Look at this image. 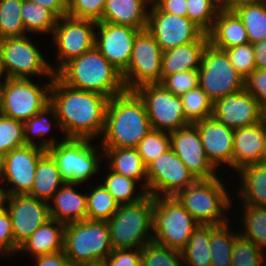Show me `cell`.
I'll use <instances>...</instances> for the list:
<instances>
[{
    "label": "cell",
    "mask_w": 266,
    "mask_h": 266,
    "mask_svg": "<svg viewBox=\"0 0 266 266\" xmlns=\"http://www.w3.org/2000/svg\"><path fill=\"white\" fill-rule=\"evenodd\" d=\"M112 251L106 221L86 219L65 226L64 253L74 266L102 262Z\"/></svg>",
    "instance_id": "cell-5"
},
{
    "label": "cell",
    "mask_w": 266,
    "mask_h": 266,
    "mask_svg": "<svg viewBox=\"0 0 266 266\" xmlns=\"http://www.w3.org/2000/svg\"><path fill=\"white\" fill-rule=\"evenodd\" d=\"M64 183L56 161L46 151L37 162L34 184L27 195L47 202L53 199L55 193L60 189V185Z\"/></svg>",
    "instance_id": "cell-29"
},
{
    "label": "cell",
    "mask_w": 266,
    "mask_h": 266,
    "mask_svg": "<svg viewBox=\"0 0 266 266\" xmlns=\"http://www.w3.org/2000/svg\"><path fill=\"white\" fill-rule=\"evenodd\" d=\"M223 185L217 176L197 179L174 197L199 224L220 226L228 223L222 211L230 208L231 204V198Z\"/></svg>",
    "instance_id": "cell-6"
},
{
    "label": "cell",
    "mask_w": 266,
    "mask_h": 266,
    "mask_svg": "<svg viewBox=\"0 0 266 266\" xmlns=\"http://www.w3.org/2000/svg\"><path fill=\"white\" fill-rule=\"evenodd\" d=\"M65 226L54 219L48 220L19 246V250L30 252L34 258L64 251Z\"/></svg>",
    "instance_id": "cell-28"
},
{
    "label": "cell",
    "mask_w": 266,
    "mask_h": 266,
    "mask_svg": "<svg viewBox=\"0 0 266 266\" xmlns=\"http://www.w3.org/2000/svg\"><path fill=\"white\" fill-rule=\"evenodd\" d=\"M52 114L53 118L56 119V110L54 106L49 102L44 106L36 115L32 116L29 120L24 122V140L25 144L40 146L32 140L30 135H34L37 138L45 136L51 129V123L45 115ZM31 133V134H30Z\"/></svg>",
    "instance_id": "cell-46"
},
{
    "label": "cell",
    "mask_w": 266,
    "mask_h": 266,
    "mask_svg": "<svg viewBox=\"0 0 266 266\" xmlns=\"http://www.w3.org/2000/svg\"><path fill=\"white\" fill-rule=\"evenodd\" d=\"M196 180L172 148L147 166V193L153 197H173Z\"/></svg>",
    "instance_id": "cell-14"
},
{
    "label": "cell",
    "mask_w": 266,
    "mask_h": 266,
    "mask_svg": "<svg viewBox=\"0 0 266 266\" xmlns=\"http://www.w3.org/2000/svg\"><path fill=\"white\" fill-rule=\"evenodd\" d=\"M234 12L244 24L249 43L266 38V2L244 6Z\"/></svg>",
    "instance_id": "cell-35"
},
{
    "label": "cell",
    "mask_w": 266,
    "mask_h": 266,
    "mask_svg": "<svg viewBox=\"0 0 266 266\" xmlns=\"http://www.w3.org/2000/svg\"><path fill=\"white\" fill-rule=\"evenodd\" d=\"M153 3L165 13L186 17L187 0H154Z\"/></svg>",
    "instance_id": "cell-53"
},
{
    "label": "cell",
    "mask_w": 266,
    "mask_h": 266,
    "mask_svg": "<svg viewBox=\"0 0 266 266\" xmlns=\"http://www.w3.org/2000/svg\"><path fill=\"white\" fill-rule=\"evenodd\" d=\"M79 266H104V263L103 262L86 263Z\"/></svg>",
    "instance_id": "cell-60"
},
{
    "label": "cell",
    "mask_w": 266,
    "mask_h": 266,
    "mask_svg": "<svg viewBox=\"0 0 266 266\" xmlns=\"http://www.w3.org/2000/svg\"><path fill=\"white\" fill-rule=\"evenodd\" d=\"M22 22L27 32L53 33L58 17L48 8L23 0L21 6Z\"/></svg>",
    "instance_id": "cell-34"
},
{
    "label": "cell",
    "mask_w": 266,
    "mask_h": 266,
    "mask_svg": "<svg viewBox=\"0 0 266 266\" xmlns=\"http://www.w3.org/2000/svg\"><path fill=\"white\" fill-rule=\"evenodd\" d=\"M25 145L24 122L0 115V154Z\"/></svg>",
    "instance_id": "cell-45"
},
{
    "label": "cell",
    "mask_w": 266,
    "mask_h": 266,
    "mask_svg": "<svg viewBox=\"0 0 266 266\" xmlns=\"http://www.w3.org/2000/svg\"><path fill=\"white\" fill-rule=\"evenodd\" d=\"M108 97L63 83L56 75L51 79L50 103L64 138L92 139L104 132Z\"/></svg>",
    "instance_id": "cell-1"
},
{
    "label": "cell",
    "mask_w": 266,
    "mask_h": 266,
    "mask_svg": "<svg viewBox=\"0 0 266 266\" xmlns=\"http://www.w3.org/2000/svg\"><path fill=\"white\" fill-rule=\"evenodd\" d=\"M242 236L251 240L257 247L266 248V206L244 205Z\"/></svg>",
    "instance_id": "cell-38"
},
{
    "label": "cell",
    "mask_w": 266,
    "mask_h": 266,
    "mask_svg": "<svg viewBox=\"0 0 266 266\" xmlns=\"http://www.w3.org/2000/svg\"><path fill=\"white\" fill-rule=\"evenodd\" d=\"M8 201V202H7ZM8 211L15 244L19 247L38 227L50 220L49 204L27 194L7 195Z\"/></svg>",
    "instance_id": "cell-18"
},
{
    "label": "cell",
    "mask_w": 266,
    "mask_h": 266,
    "mask_svg": "<svg viewBox=\"0 0 266 266\" xmlns=\"http://www.w3.org/2000/svg\"><path fill=\"white\" fill-rule=\"evenodd\" d=\"M264 255L261 248L238 232L234 238L231 266H266Z\"/></svg>",
    "instance_id": "cell-43"
},
{
    "label": "cell",
    "mask_w": 266,
    "mask_h": 266,
    "mask_svg": "<svg viewBox=\"0 0 266 266\" xmlns=\"http://www.w3.org/2000/svg\"><path fill=\"white\" fill-rule=\"evenodd\" d=\"M146 30L155 38L162 52L197 41L204 32L190 19L162 12L153 2Z\"/></svg>",
    "instance_id": "cell-16"
},
{
    "label": "cell",
    "mask_w": 266,
    "mask_h": 266,
    "mask_svg": "<svg viewBox=\"0 0 266 266\" xmlns=\"http://www.w3.org/2000/svg\"><path fill=\"white\" fill-rule=\"evenodd\" d=\"M87 219L93 221H108L118 210L119 204L108 190L98 185L89 196H86Z\"/></svg>",
    "instance_id": "cell-37"
},
{
    "label": "cell",
    "mask_w": 266,
    "mask_h": 266,
    "mask_svg": "<svg viewBox=\"0 0 266 266\" xmlns=\"http://www.w3.org/2000/svg\"><path fill=\"white\" fill-rule=\"evenodd\" d=\"M78 183H64L55 193V206H49L50 218L65 225L87 219L86 196L76 192L72 187Z\"/></svg>",
    "instance_id": "cell-26"
},
{
    "label": "cell",
    "mask_w": 266,
    "mask_h": 266,
    "mask_svg": "<svg viewBox=\"0 0 266 266\" xmlns=\"http://www.w3.org/2000/svg\"><path fill=\"white\" fill-rule=\"evenodd\" d=\"M162 71V50L155 38L145 29L141 30L133 45L127 69L122 73L126 90L160 83Z\"/></svg>",
    "instance_id": "cell-12"
},
{
    "label": "cell",
    "mask_w": 266,
    "mask_h": 266,
    "mask_svg": "<svg viewBox=\"0 0 266 266\" xmlns=\"http://www.w3.org/2000/svg\"><path fill=\"white\" fill-rule=\"evenodd\" d=\"M264 2H266V0H224L221 7L227 9L230 12H234L238 8Z\"/></svg>",
    "instance_id": "cell-57"
},
{
    "label": "cell",
    "mask_w": 266,
    "mask_h": 266,
    "mask_svg": "<svg viewBox=\"0 0 266 266\" xmlns=\"http://www.w3.org/2000/svg\"><path fill=\"white\" fill-rule=\"evenodd\" d=\"M221 6H222V4H223V2H224V0H216Z\"/></svg>",
    "instance_id": "cell-65"
},
{
    "label": "cell",
    "mask_w": 266,
    "mask_h": 266,
    "mask_svg": "<svg viewBox=\"0 0 266 266\" xmlns=\"http://www.w3.org/2000/svg\"><path fill=\"white\" fill-rule=\"evenodd\" d=\"M198 73L199 86L213 103L245 88V79L230 63L225 50L210 43L204 49Z\"/></svg>",
    "instance_id": "cell-9"
},
{
    "label": "cell",
    "mask_w": 266,
    "mask_h": 266,
    "mask_svg": "<svg viewBox=\"0 0 266 266\" xmlns=\"http://www.w3.org/2000/svg\"><path fill=\"white\" fill-rule=\"evenodd\" d=\"M199 223L173 197H154L153 241L182 251Z\"/></svg>",
    "instance_id": "cell-7"
},
{
    "label": "cell",
    "mask_w": 266,
    "mask_h": 266,
    "mask_svg": "<svg viewBox=\"0 0 266 266\" xmlns=\"http://www.w3.org/2000/svg\"><path fill=\"white\" fill-rule=\"evenodd\" d=\"M96 23L93 20L73 18L68 15L58 18L52 35L58 48V59L61 61L57 64V68L56 66L53 68L54 73L68 61L95 46Z\"/></svg>",
    "instance_id": "cell-15"
},
{
    "label": "cell",
    "mask_w": 266,
    "mask_h": 266,
    "mask_svg": "<svg viewBox=\"0 0 266 266\" xmlns=\"http://www.w3.org/2000/svg\"><path fill=\"white\" fill-rule=\"evenodd\" d=\"M209 43L218 49L225 50L233 46L249 43L244 24L235 12L221 8L207 33Z\"/></svg>",
    "instance_id": "cell-25"
},
{
    "label": "cell",
    "mask_w": 266,
    "mask_h": 266,
    "mask_svg": "<svg viewBox=\"0 0 266 266\" xmlns=\"http://www.w3.org/2000/svg\"><path fill=\"white\" fill-rule=\"evenodd\" d=\"M230 63L245 79L253 70L256 69L254 47L251 43L237 45L225 49Z\"/></svg>",
    "instance_id": "cell-47"
},
{
    "label": "cell",
    "mask_w": 266,
    "mask_h": 266,
    "mask_svg": "<svg viewBox=\"0 0 266 266\" xmlns=\"http://www.w3.org/2000/svg\"><path fill=\"white\" fill-rule=\"evenodd\" d=\"M50 9L58 18L67 15L68 0H26Z\"/></svg>",
    "instance_id": "cell-55"
},
{
    "label": "cell",
    "mask_w": 266,
    "mask_h": 266,
    "mask_svg": "<svg viewBox=\"0 0 266 266\" xmlns=\"http://www.w3.org/2000/svg\"><path fill=\"white\" fill-rule=\"evenodd\" d=\"M263 120H264V122H265V124H266V109L263 110Z\"/></svg>",
    "instance_id": "cell-63"
},
{
    "label": "cell",
    "mask_w": 266,
    "mask_h": 266,
    "mask_svg": "<svg viewBox=\"0 0 266 266\" xmlns=\"http://www.w3.org/2000/svg\"><path fill=\"white\" fill-rule=\"evenodd\" d=\"M134 91L145 105L152 129L170 133L190 124L185 118L181 97L162 84H144Z\"/></svg>",
    "instance_id": "cell-11"
},
{
    "label": "cell",
    "mask_w": 266,
    "mask_h": 266,
    "mask_svg": "<svg viewBox=\"0 0 266 266\" xmlns=\"http://www.w3.org/2000/svg\"><path fill=\"white\" fill-rule=\"evenodd\" d=\"M187 7L186 17L206 34L222 8L216 0H187Z\"/></svg>",
    "instance_id": "cell-42"
},
{
    "label": "cell",
    "mask_w": 266,
    "mask_h": 266,
    "mask_svg": "<svg viewBox=\"0 0 266 266\" xmlns=\"http://www.w3.org/2000/svg\"><path fill=\"white\" fill-rule=\"evenodd\" d=\"M23 0H0V39L25 36L21 17Z\"/></svg>",
    "instance_id": "cell-39"
},
{
    "label": "cell",
    "mask_w": 266,
    "mask_h": 266,
    "mask_svg": "<svg viewBox=\"0 0 266 266\" xmlns=\"http://www.w3.org/2000/svg\"><path fill=\"white\" fill-rule=\"evenodd\" d=\"M3 174V156L0 154V183Z\"/></svg>",
    "instance_id": "cell-62"
},
{
    "label": "cell",
    "mask_w": 266,
    "mask_h": 266,
    "mask_svg": "<svg viewBox=\"0 0 266 266\" xmlns=\"http://www.w3.org/2000/svg\"><path fill=\"white\" fill-rule=\"evenodd\" d=\"M90 139L65 138L56 144L53 138L40 143L57 163L65 183L85 182L99 169L98 155Z\"/></svg>",
    "instance_id": "cell-8"
},
{
    "label": "cell",
    "mask_w": 266,
    "mask_h": 266,
    "mask_svg": "<svg viewBox=\"0 0 266 266\" xmlns=\"http://www.w3.org/2000/svg\"><path fill=\"white\" fill-rule=\"evenodd\" d=\"M44 148L25 144L11 150L3 156V174L1 180L14 186L2 189L5 196L28 194L34 184L35 172L39 158L46 152Z\"/></svg>",
    "instance_id": "cell-17"
},
{
    "label": "cell",
    "mask_w": 266,
    "mask_h": 266,
    "mask_svg": "<svg viewBox=\"0 0 266 266\" xmlns=\"http://www.w3.org/2000/svg\"><path fill=\"white\" fill-rule=\"evenodd\" d=\"M0 252L13 255L19 247L15 244L14 234L12 231L11 218L8 211L2 207L0 209Z\"/></svg>",
    "instance_id": "cell-51"
},
{
    "label": "cell",
    "mask_w": 266,
    "mask_h": 266,
    "mask_svg": "<svg viewBox=\"0 0 266 266\" xmlns=\"http://www.w3.org/2000/svg\"><path fill=\"white\" fill-rule=\"evenodd\" d=\"M136 148L144 164L148 166L153 160L171 148L170 134L151 129Z\"/></svg>",
    "instance_id": "cell-44"
},
{
    "label": "cell",
    "mask_w": 266,
    "mask_h": 266,
    "mask_svg": "<svg viewBox=\"0 0 266 266\" xmlns=\"http://www.w3.org/2000/svg\"><path fill=\"white\" fill-rule=\"evenodd\" d=\"M225 126L238 129L255 125L263 120L258 101L245 88L213 103V115Z\"/></svg>",
    "instance_id": "cell-21"
},
{
    "label": "cell",
    "mask_w": 266,
    "mask_h": 266,
    "mask_svg": "<svg viewBox=\"0 0 266 266\" xmlns=\"http://www.w3.org/2000/svg\"><path fill=\"white\" fill-rule=\"evenodd\" d=\"M257 69H266V38L253 44Z\"/></svg>",
    "instance_id": "cell-56"
},
{
    "label": "cell",
    "mask_w": 266,
    "mask_h": 266,
    "mask_svg": "<svg viewBox=\"0 0 266 266\" xmlns=\"http://www.w3.org/2000/svg\"><path fill=\"white\" fill-rule=\"evenodd\" d=\"M3 108V82H0V115H2Z\"/></svg>",
    "instance_id": "cell-59"
},
{
    "label": "cell",
    "mask_w": 266,
    "mask_h": 266,
    "mask_svg": "<svg viewBox=\"0 0 266 266\" xmlns=\"http://www.w3.org/2000/svg\"><path fill=\"white\" fill-rule=\"evenodd\" d=\"M132 250L133 249L113 250L102 262L104 266H141L140 249Z\"/></svg>",
    "instance_id": "cell-52"
},
{
    "label": "cell",
    "mask_w": 266,
    "mask_h": 266,
    "mask_svg": "<svg viewBox=\"0 0 266 266\" xmlns=\"http://www.w3.org/2000/svg\"><path fill=\"white\" fill-rule=\"evenodd\" d=\"M171 148L196 179L215 177L216 169L207 159L197 127L189 124L170 132Z\"/></svg>",
    "instance_id": "cell-20"
},
{
    "label": "cell",
    "mask_w": 266,
    "mask_h": 266,
    "mask_svg": "<svg viewBox=\"0 0 266 266\" xmlns=\"http://www.w3.org/2000/svg\"><path fill=\"white\" fill-rule=\"evenodd\" d=\"M106 0H68L67 15L73 18L101 20Z\"/></svg>",
    "instance_id": "cell-49"
},
{
    "label": "cell",
    "mask_w": 266,
    "mask_h": 266,
    "mask_svg": "<svg viewBox=\"0 0 266 266\" xmlns=\"http://www.w3.org/2000/svg\"><path fill=\"white\" fill-rule=\"evenodd\" d=\"M154 197L147 195L137 203L119 205L107 221L113 250L141 249L153 241Z\"/></svg>",
    "instance_id": "cell-4"
},
{
    "label": "cell",
    "mask_w": 266,
    "mask_h": 266,
    "mask_svg": "<svg viewBox=\"0 0 266 266\" xmlns=\"http://www.w3.org/2000/svg\"><path fill=\"white\" fill-rule=\"evenodd\" d=\"M141 266H184L182 253L152 241L140 249Z\"/></svg>",
    "instance_id": "cell-41"
},
{
    "label": "cell",
    "mask_w": 266,
    "mask_h": 266,
    "mask_svg": "<svg viewBox=\"0 0 266 266\" xmlns=\"http://www.w3.org/2000/svg\"><path fill=\"white\" fill-rule=\"evenodd\" d=\"M174 95H182L199 86L198 70H185L166 76L161 82Z\"/></svg>",
    "instance_id": "cell-48"
},
{
    "label": "cell",
    "mask_w": 266,
    "mask_h": 266,
    "mask_svg": "<svg viewBox=\"0 0 266 266\" xmlns=\"http://www.w3.org/2000/svg\"><path fill=\"white\" fill-rule=\"evenodd\" d=\"M266 139V124L261 122L234 130L233 168L239 171L247 165L260 162Z\"/></svg>",
    "instance_id": "cell-23"
},
{
    "label": "cell",
    "mask_w": 266,
    "mask_h": 266,
    "mask_svg": "<svg viewBox=\"0 0 266 266\" xmlns=\"http://www.w3.org/2000/svg\"><path fill=\"white\" fill-rule=\"evenodd\" d=\"M150 0H106L99 22L121 24L145 30L149 12L145 11Z\"/></svg>",
    "instance_id": "cell-27"
},
{
    "label": "cell",
    "mask_w": 266,
    "mask_h": 266,
    "mask_svg": "<svg viewBox=\"0 0 266 266\" xmlns=\"http://www.w3.org/2000/svg\"><path fill=\"white\" fill-rule=\"evenodd\" d=\"M241 191L239 194L245 205L266 206V165L256 163L239 170Z\"/></svg>",
    "instance_id": "cell-31"
},
{
    "label": "cell",
    "mask_w": 266,
    "mask_h": 266,
    "mask_svg": "<svg viewBox=\"0 0 266 266\" xmlns=\"http://www.w3.org/2000/svg\"><path fill=\"white\" fill-rule=\"evenodd\" d=\"M0 61L6 78L28 79L31 75L43 74L55 76L53 67L26 35L0 39Z\"/></svg>",
    "instance_id": "cell-10"
},
{
    "label": "cell",
    "mask_w": 266,
    "mask_h": 266,
    "mask_svg": "<svg viewBox=\"0 0 266 266\" xmlns=\"http://www.w3.org/2000/svg\"><path fill=\"white\" fill-rule=\"evenodd\" d=\"M4 198H5V195H4L3 191H2V188H0V209L4 205Z\"/></svg>",
    "instance_id": "cell-61"
},
{
    "label": "cell",
    "mask_w": 266,
    "mask_h": 266,
    "mask_svg": "<svg viewBox=\"0 0 266 266\" xmlns=\"http://www.w3.org/2000/svg\"><path fill=\"white\" fill-rule=\"evenodd\" d=\"M245 89L266 109V69H255L245 78Z\"/></svg>",
    "instance_id": "cell-50"
},
{
    "label": "cell",
    "mask_w": 266,
    "mask_h": 266,
    "mask_svg": "<svg viewBox=\"0 0 266 266\" xmlns=\"http://www.w3.org/2000/svg\"><path fill=\"white\" fill-rule=\"evenodd\" d=\"M237 233L229 229V225H211L209 243L211 266H231L234 238Z\"/></svg>",
    "instance_id": "cell-33"
},
{
    "label": "cell",
    "mask_w": 266,
    "mask_h": 266,
    "mask_svg": "<svg viewBox=\"0 0 266 266\" xmlns=\"http://www.w3.org/2000/svg\"><path fill=\"white\" fill-rule=\"evenodd\" d=\"M209 43L204 33L197 41L182 44L162 52L161 81L168 75L185 70H198L204 49Z\"/></svg>",
    "instance_id": "cell-24"
},
{
    "label": "cell",
    "mask_w": 266,
    "mask_h": 266,
    "mask_svg": "<svg viewBox=\"0 0 266 266\" xmlns=\"http://www.w3.org/2000/svg\"><path fill=\"white\" fill-rule=\"evenodd\" d=\"M259 163L266 165V139H265V142H264V147H263V151H262L261 159H260Z\"/></svg>",
    "instance_id": "cell-58"
},
{
    "label": "cell",
    "mask_w": 266,
    "mask_h": 266,
    "mask_svg": "<svg viewBox=\"0 0 266 266\" xmlns=\"http://www.w3.org/2000/svg\"><path fill=\"white\" fill-rule=\"evenodd\" d=\"M100 33L95 34V47L121 73L130 61L137 34L134 27L107 22H97Z\"/></svg>",
    "instance_id": "cell-19"
},
{
    "label": "cell",
    "mask_w": 266,
    "mask_h": 266,
    "mask_svg": "<svg viewBox=\"0 0 266 266\" xmlns=\"http://www.w3.org/2000/svg\"><path fill=\"white\" fill-rule=\"evenodd\" d=\"M47 84L39 87L29 78H5L2 115L21 122L29 120L50 102L51 81Z\"/></svg>",
    "instance_id": "cell-13"
},
{
    "label": "cell",
    "mask_w": 266,
    "mask_h": 266,
    "mask_svg": "<svg viewBox=\"0 0 266 266\" xmlns=\"http://www.w3.org/2000/svg\"><path fill=\"white\" fill-rule=\"evenodd\" d=\"M3 70H2V67H1V61H0V78H1V76H3Z\"/></svg>",
    "instance_id": "cell-64"
},
{
    "label": "cell",
    "mask_w": 266,
    "mask_h": 266,
    "mask_svg": "<svg viewBox=\"0 0 266 266\" xmlns=\"http://www.w3.org/2000/svg\"><path fill=\"white\" fill-rule=\"evenodd\" d=\"M37 266H74L66 257L64 251L38 256L35 258Z\"/></svg>",
    "instance_id": "cell-54"
},
{
    "label": "cell",
    "mask_w": 266,
    "mask_h": 266,
    "mask_svg": "<svg viewBox=\"0 0 266 266\" xmlns=\"http://www.w3.org/2000/svg\"><path fill=\"white\" fill-rule=\"evenodd\" d=\"M136 183L138 182L134 179L128 178L114 171H110L102 185L114 197L119 205H125L137 203L148 195L144 188L142 189V192L135 195L134 191Z\"/></svg>",
    "instance_id": "cell-36"
},
{
    "label": "cell",
    "mask_w": 266,
    "mask_h": 266,
    "mask_svg": "<svg viewBox=\"0 0 266 266\" xmlns=\"http://www.w3.org/2000/svg\"><path fill=\"white\" fill-rule=\"evenodd\" d=\"M186 120L193 124L213 115V102L200 86L180 95Z\"/></svg>",
    "instance_id": "cell-40"
},
{
    "label": "cell",
    "mask_w": 266,
    "mask_h": 266,
    "mask_svg": "<svg viewBox=\"0 0 266 266\" xmlns=\"http://www.w3.org/2000/svg\"><path fill=\"white\" fill-rule=\"evenodd\" d=\"M55 75L68 86L108 98L126 91L122 73L95 46L68 61Z\"/></svg>",
    "instance_id": "cell-3"
},
{
    "label": "cell",
    "mask_w": 266,
    "mask_h": 266,
    "mask_svg": "<svg viewBox=\"0 0 266 266\" xmlns=\"http://www.w3.org/2000/svg\"><path fill=\"white\" fill-rule=\"evenodd\" d=\"M210 239L211 225L199 224L181 251L183 261L189 266H211Z\"/></svg>",
    "instance_id": "cell-32"
},
{
    "label": "cell",
    "mask_w": 266,
    "mask_h": 266,
    "mask_svg": "<svg viewBox=\"0 0 266 266\" xmlns=\"http://www.w3.org/2000/svg\"><path fill=\"white\" fill-rule=\"evenodd\" d=\"M200 134L207 159L215 169L223 163L233 168V138L231 129L213 116L193 123Z\"/></svg>",
    "instance_id": "cell-22"
},
{
    "label": "cell",
    "mask_w": 266,
    "mask_h": 266,
    "mask_svg": "<svg viewBox=\"0 0 266 266\" xmlns=\"http://www.w3.org/2000/svg\"><path fill=\"white\" fill-rule=\"evenodd\" d=\"M104 157L110 158V168L118 174L128 178L145 181L144 189L147 191V166L139 155L137 148H103Z\"/></svg>",
    "instance_id": "cell-30"
},
{
    "label": "cell",
    "mask_w": 266,
    "mask_h": 266,
    "mask_svg": "<svg viewBox=\"0 0 266 266\" xmlns=\"http://www.w3.org/2000/svg\"><path fill=\"white\" fill-rule=\"evenodd\" d=\"M145 105L134 90L109 99L103 140V148H136L151 130Z\"/></svg>",
    "instance_id": "cell-2"
}]
</instances>
